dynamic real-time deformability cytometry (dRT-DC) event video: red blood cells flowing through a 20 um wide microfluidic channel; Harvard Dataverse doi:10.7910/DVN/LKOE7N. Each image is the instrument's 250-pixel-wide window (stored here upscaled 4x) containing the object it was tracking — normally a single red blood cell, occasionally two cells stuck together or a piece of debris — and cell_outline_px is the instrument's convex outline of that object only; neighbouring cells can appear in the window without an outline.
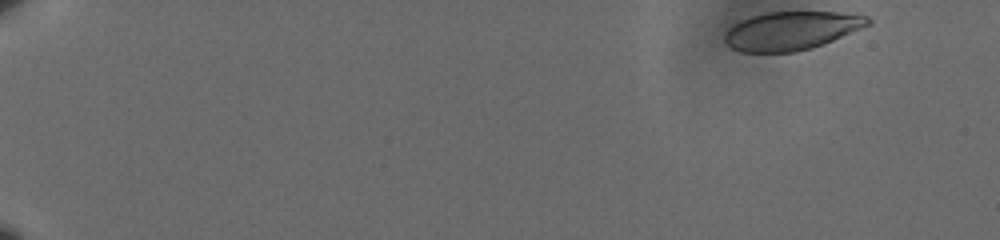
{"species": "human", "species_latin": "Homo sapiens", "temperature_condition": "cold", "stored_images_in_passage": 12, "camera_frame_rate_fps": 3000, "um_per_image_px": 0.085, "donor": {"sex": "male"}, "frame": {"image": 1, "passage_image": 1, "time_ms": 0.0, "image_size_px": [1000, 240], "cell_outline_px": [[872, 24], [812, 48], [796, 52], [740, 52], [732, 48], [724, 40], [724, 32], [732, 24], [740, 20], [752, 16], [768, 12], [836, 12], [868, 16], [872, 20]], "centroid_in_image_um": [67.24, 2.61], "position_along_channel_um": 17.8, "area_um2": 32.14}}
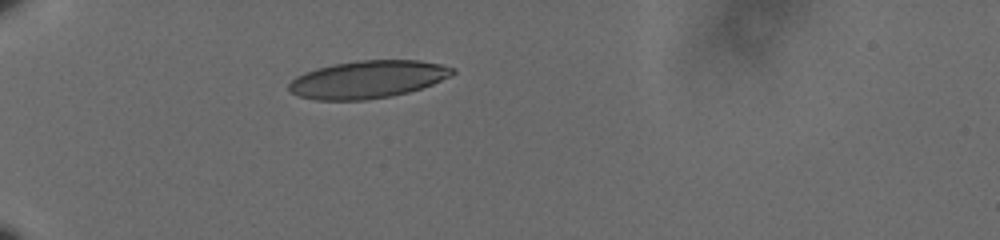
{"frame": {"image": 2, "passage_image": 9, "time_ms": 2.667, "image_size_px": [1000, 240], "cell_outline_px": [[456, 72], [432, 84], [408, 92], [392, 96], [364, 100], [316, 100], [300, 96], [292, 92], [288, 88], [288, 84], [296, 76], [304, 72], [316, 68], [336, 64], [360, 60], [420, 60], [440, 64], [456, 68]], "centroid_in_image_um": [31.25, 6.75], "position_along_channel_um": 53.8, "area_um2": 35.66}}
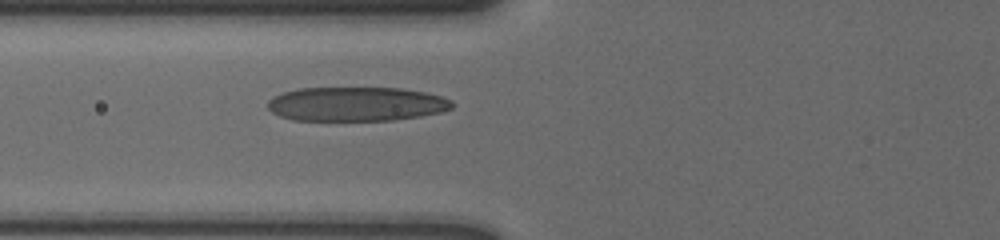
{"frame": {"image": 3, "passage_image": 12, "time_ms": 3.667, "image_size_px": [1000, 240], "cell_outline_px": [[452, 108], [440, 112], [420, 116], [392, 120], [292, 120], [280, 116], [272, 112], [268, 108], [268, 100], [272, 96], [284, 92], [300, 88], [400, 88], [424, 92], [440, 96], [452, 100]], "centroid_in_image_um": [30.26, 8.84], "position_along_channel_um": 95.5, "area_um2": 36.65}}